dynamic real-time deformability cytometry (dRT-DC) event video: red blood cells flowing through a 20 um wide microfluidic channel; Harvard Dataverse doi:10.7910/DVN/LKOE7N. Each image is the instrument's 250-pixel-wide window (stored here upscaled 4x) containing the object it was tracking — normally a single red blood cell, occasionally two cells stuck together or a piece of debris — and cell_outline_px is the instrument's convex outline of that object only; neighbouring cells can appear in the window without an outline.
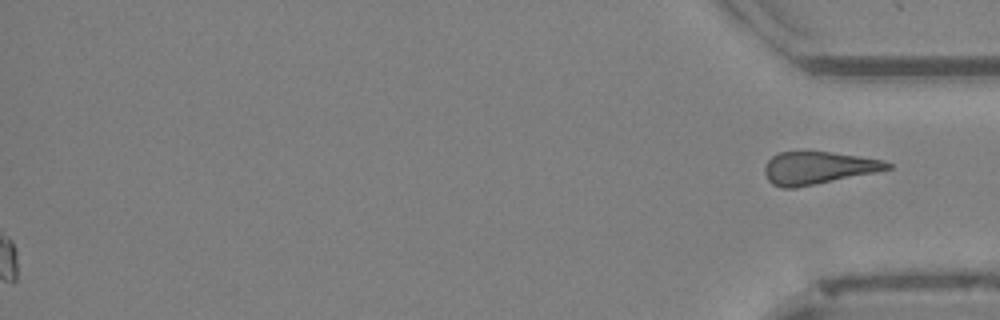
{"species": "Egyptian fruit bat (a non-hibernating species)", "species_latin": "Rousettus aegyptiacus", "temperature_condition": "cold", "stored_images_in_passage": 49, "segment_of_instrument_passage": [2, 2], "camera_frame_rate_fps": 3000, "um_per_image_px": 0.085, "animal": {"sex": "female"}, "frame": {"image": 1, "passage_image": 49, "time_ms": 16.0, "image_size_px": [1000, 320], "cell_outline_px": [[892, 168], [876, 172], [796, 188], [784, 188], [772, 184], [768, 180], [764, 172], [764, 168], [768, 160], [772, 156], [780, 152], [828, 152], [884, 160], [892, 164]], "centroid_in_image_um": [69.52, 14.28], "position_along_channel_um": 365.7, "area_um2": 23.06}}